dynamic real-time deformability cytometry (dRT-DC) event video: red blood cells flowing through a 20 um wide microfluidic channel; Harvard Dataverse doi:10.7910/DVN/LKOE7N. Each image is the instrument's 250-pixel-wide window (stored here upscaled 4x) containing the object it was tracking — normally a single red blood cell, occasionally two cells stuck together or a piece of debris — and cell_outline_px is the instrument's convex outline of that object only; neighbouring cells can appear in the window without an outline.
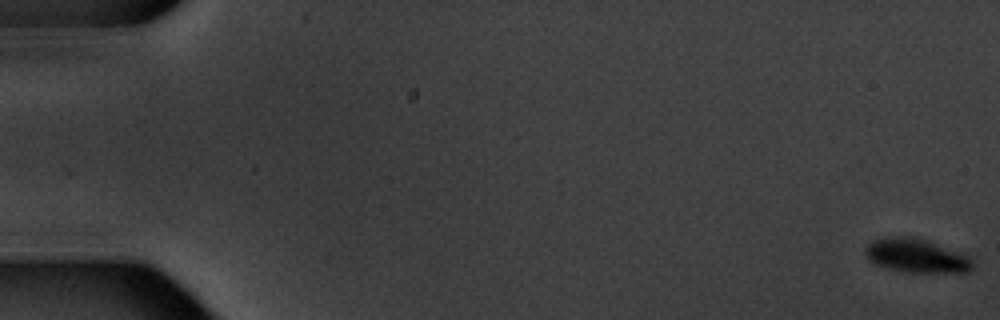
{"species": "common noctule bat (a hibernating species)", "species_latin": "Nyctalus noctula", "temperature_condition": "warm", "stored_images_in_passage": 7, "camera_frame_rate_fps": 3000, "um_per_image_px": 0.085, "animal": {"sex": "male", "body_mass_g": 20.1, "forearm_length_mm": 53.5}, "frame": {"image": 1, "passage_image": 1, "time_ms": 0.0, "image_size_px": [1000, 320], "cell_outline_px": [[972, 268], [968, 272], [908, 272], [888, 268], [876, 264], [868, 260], [864, 252], [864, 248], [872, 240], [892, 236], [908, 236], [928, 240], [960, 252], [968, 256], [972, 260]], "centroid_in_image_um": [77.86, 21.72], "position_along_channel_um": 7.1, "area_um2": 21.15}}
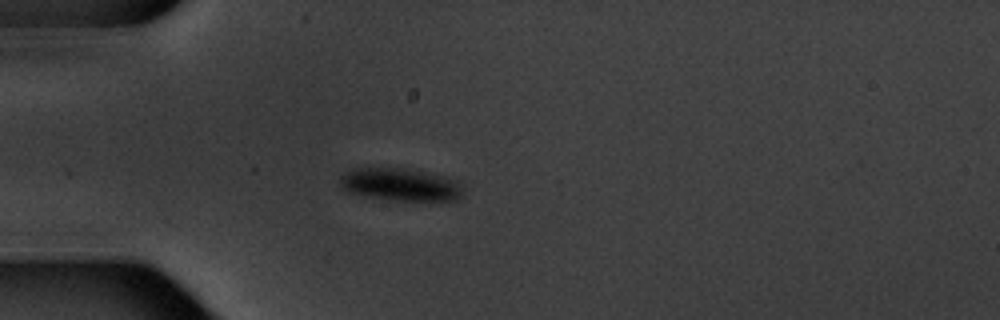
{"frame": {"image": 2, "passage_image": 5, "time_ms": 5.667, "image_size_px": [1000, 320], "cell_outline_px": [[460, 196], [456, 200], [388, 200], [348, 192], [340, 184], [340, 176], [344, 172], [352, 168], [404, 168], [444, 176], [456, 180], [460, 184]], "centroid_in_image_um": [33.98, 15.67], "position_along_channel_um": 51.0, "area_um2": 23.12}}